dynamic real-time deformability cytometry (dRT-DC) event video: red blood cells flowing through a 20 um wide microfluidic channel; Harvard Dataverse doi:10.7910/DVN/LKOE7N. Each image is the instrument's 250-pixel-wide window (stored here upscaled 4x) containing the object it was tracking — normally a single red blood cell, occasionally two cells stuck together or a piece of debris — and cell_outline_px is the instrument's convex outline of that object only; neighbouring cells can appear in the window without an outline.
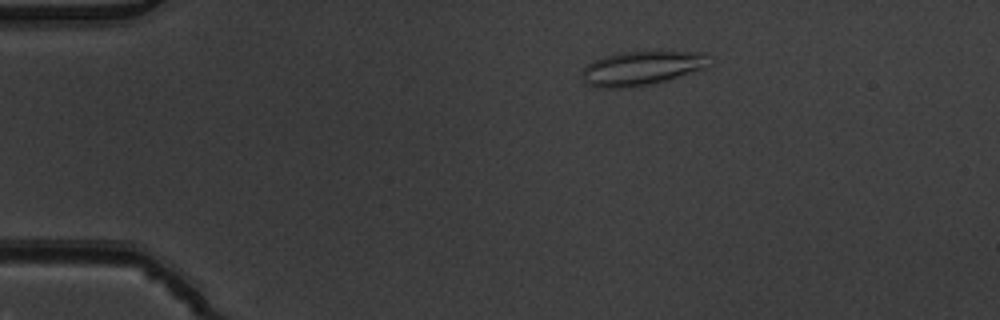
{"species": "common noctule bat (a hibernating species)", "species_latin": "Nyctalus noctula", "temperature_condition": "warm", "stored_images_in_passage": 5, "camera_frame_rate_fps": 3000, "um_per_image_px": 0.085, "animal": {"sex": "male", "body_mass_g": 19.5, "forearm_length_mm": 54.6}, "frame": {"image": 1, "passage_image": 2, "time_ms": 0.333, "image_size_px": [1000, 320], "cell_outline_px": [[704, 68], [652, 84], [620, 88], [596, 88], [584, 84], [584, 68], [592, 60], [604, 56], [620, 52], [704, 52]], "centroid_in_image_um": [54.41, 5.81], "position_along_channel_um": 30.6, "area_um2": 24.62}}
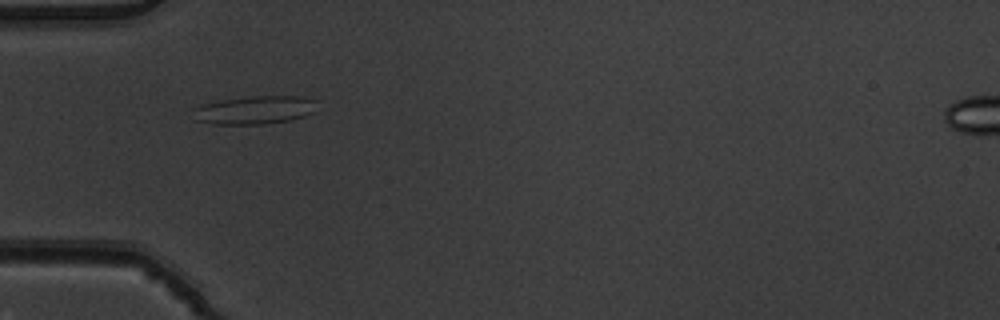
{"frame": {"image": 2, "passage_image": 4, "time_ms": 1.0, "image_size_px": [1000, 320], "cell_outline_px": [[316, 112], [304, 116], [288, 120], [264, 124], [212, 124], [196, 120], [192, 108], [216, 100], [252, 96], [304, 96], [316, 100]], "centroid_in_image_um": [21.66, 9.34], "position_along_channel_um": 63.3, "area_um2": 20.58}}
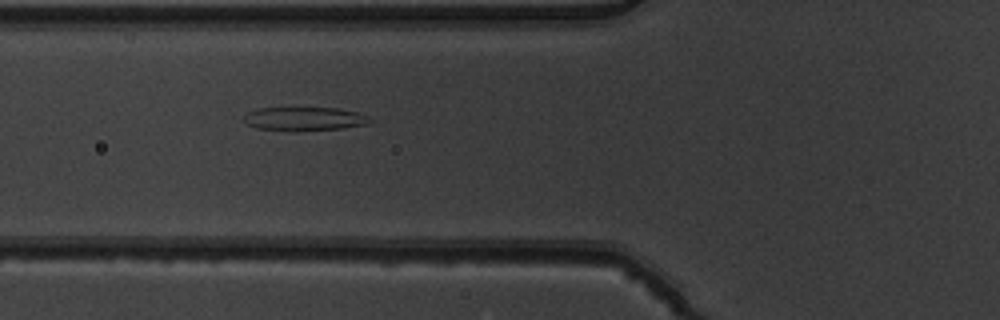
{"frame": {"image": 3, "passage_image": 5, "time_ms": 1.333, "image_size_px": [1000, 320], "cell_outline_px": [[372, 120], [368, 124], [344, 128], [296, 132], [292, 132], [256, 128], [244, 124], [244, 116], [248, 112], [260, 108], [336, 108], [356, 112], [368, 116]], "centroid_in_image_um": [25.85, 10.12], "position_along_channel_um": 100.0, "area_um2": 17.69}}